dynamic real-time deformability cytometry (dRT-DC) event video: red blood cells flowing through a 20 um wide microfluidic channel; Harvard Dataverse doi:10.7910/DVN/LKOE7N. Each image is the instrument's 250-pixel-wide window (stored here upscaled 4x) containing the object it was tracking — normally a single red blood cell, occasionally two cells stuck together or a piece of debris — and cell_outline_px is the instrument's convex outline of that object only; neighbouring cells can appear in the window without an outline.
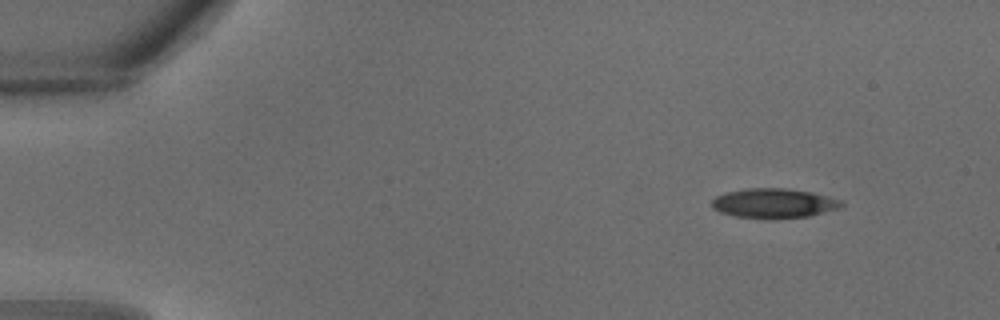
{"species": "common noctule bat (a hibernating species)", "species_latin": "Nyctalus noctula", "temperature_condition": "warm", "stored_images_in_passage": 30, "camera_frame_rate_fps": 3000, "um_per_image_px": 0.085, "animal": {"sex": "male", "body_mass_g": 18.8}, "frame": {"image": 1, "passage_image": 1, "time_ms": 0.0, "image_size_px": [1000, 320], "cell_outline_px": [[844, 204], [840, 208], [812, 216], [776, 220], [772, 220], [732, 216], [720, 212], [712, 208], [712, 200], [716, 196], [724, 192], [748, 188], [788, 188], [812, 192], [840, 200]], "centroid_in_image_um": [65.77, 17.3], "position_along_channel_um": 19.2, "area_um2": 22.95}}
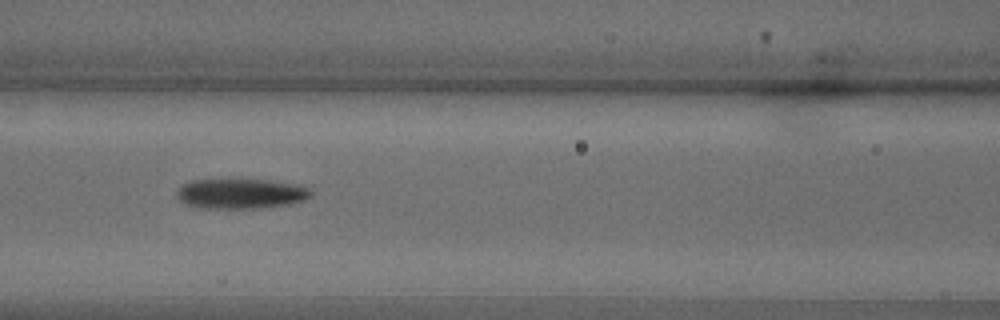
{"frame": {"image": 2, "passage_image": 12, "time_ms": 3.667, "image_size_px": [1000, 320], "cell_outline_px": [[312, 196], [304, 200], [288, 204], [260, 208], [200, 208], [188, 204], [180, 200], [176, 196], [176, 192], [184, 184], [192, 180], [264, 180], [292, 184], [308, 188], [312, 192]], "centroid_in_image_um": [20.46, 16.47], "position_along_channel_um": 146.1, "area_um2": 23.06}}
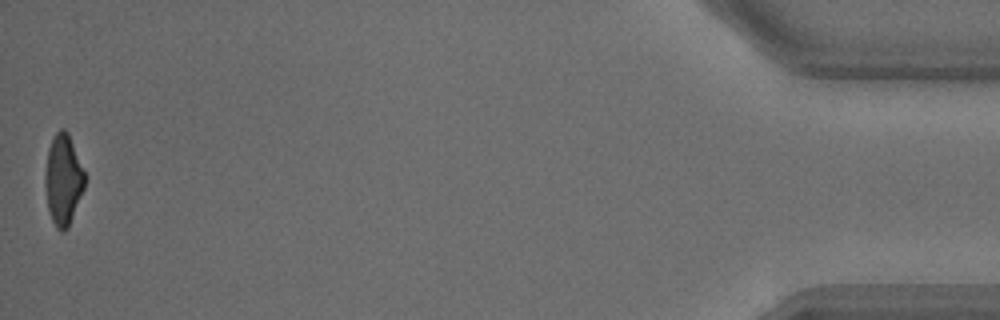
{"frame": {"image": 3, "passage_image": 30, "time_ms": 9.667, "image_size_px": [1000, 320], "cell_outline_px": [[84, 188], [68, 228], [64, 232], [60, 232], [56, 228], [52, 220], [48, 208], [44, 184], [44, 172], [48, 148], [52, 136], [60, 128], [64, 128], [68, 132], [84, 172]], "centroid_in_image_um": [5.34, 15.26], "position_along_channel_um": 429.9, "area_um2": 20.98}}